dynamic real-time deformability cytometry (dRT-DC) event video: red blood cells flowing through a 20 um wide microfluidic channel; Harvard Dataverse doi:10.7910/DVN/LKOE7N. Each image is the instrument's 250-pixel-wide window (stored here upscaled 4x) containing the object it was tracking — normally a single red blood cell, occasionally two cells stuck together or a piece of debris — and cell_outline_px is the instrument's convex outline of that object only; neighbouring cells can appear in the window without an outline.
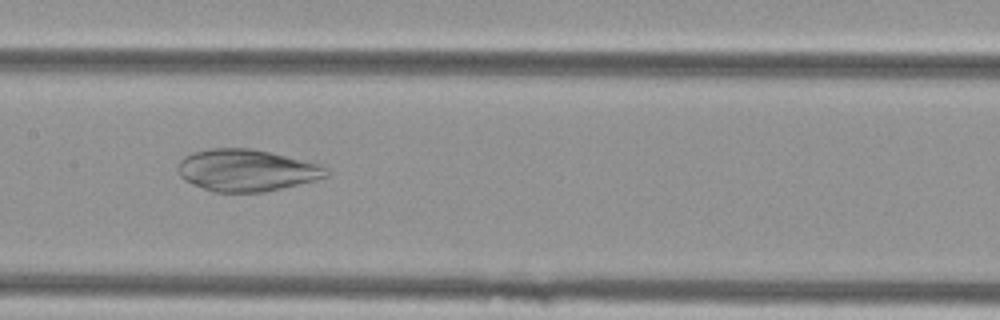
{"species": "Egyptian fruit bat (a non-hibernating species)", "species_latin": "Rousettus aegyptiacus", "temperature_condition": "cold", "stored_images_in_passage": 54, "camera_frame_rate_fps": 3000, "um_per_image_px": 0.085, "animal": {"sex": "female"}, "frame": {"image": 1, "passage_image": 27, "time_ms": 8.667, "image_size_px": [1000, 320], "cell_outline_px": [[328, 176], [316, 180], [264, 192], [212, 192], [184, 180], [180, 176], [180, 160], [184, 156], [192, 152], [208, 148], [252, 148], [320, 164], [328, 168]], "centroid_in_image_um": [20.96, 14.47], "position_along_channel_um": 186.4, "area_um2": 36.13}}
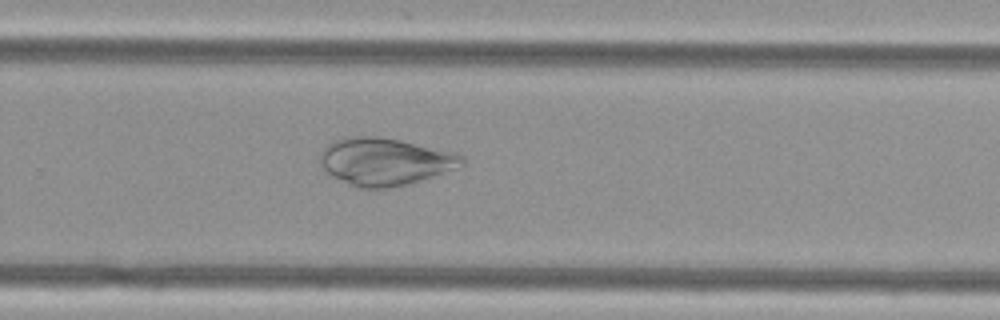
{"frame": {"image": 2, "passage_image": 36, "time_ms": 11.667, "image_size_px": [1000, 320], "cell_outline_px": [[464, 164], [456, 168], [408, 184], [388, 188], [356, 188], [332, 176], [320, 164], [320, 152], [332, 140], [344, 136], [380, 136], [460, 152], [464, 156]], "centroid_in_image_um": [32.72, 13.71], "position_along_channel_um": 297.1, "area_um2": 39.59}}
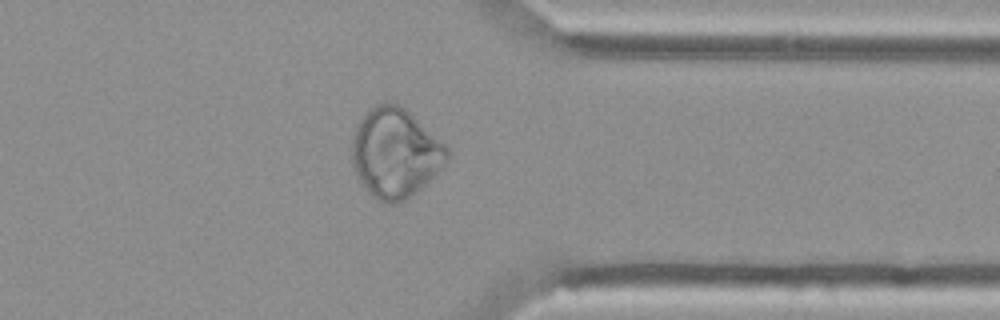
{"frame": {"image": 3, "passage_image": 43, "time_ms": 14.0, "image_size_px": [1000, 320], "cell_outline_px": [[448, 160], [416, 192], [404, 200], [396, 204], [384, 204], [376, 200], [360, 184], [356, 176], [352, 164], [352, 136], [360, 120], [368, 108], [384, 100], [400, 104], [444, 144], [448, 148]], "centroid_in_image_um": [33.53, 13.0], "position_along_channel_um": 377.9, "area_um2": 49.59}}